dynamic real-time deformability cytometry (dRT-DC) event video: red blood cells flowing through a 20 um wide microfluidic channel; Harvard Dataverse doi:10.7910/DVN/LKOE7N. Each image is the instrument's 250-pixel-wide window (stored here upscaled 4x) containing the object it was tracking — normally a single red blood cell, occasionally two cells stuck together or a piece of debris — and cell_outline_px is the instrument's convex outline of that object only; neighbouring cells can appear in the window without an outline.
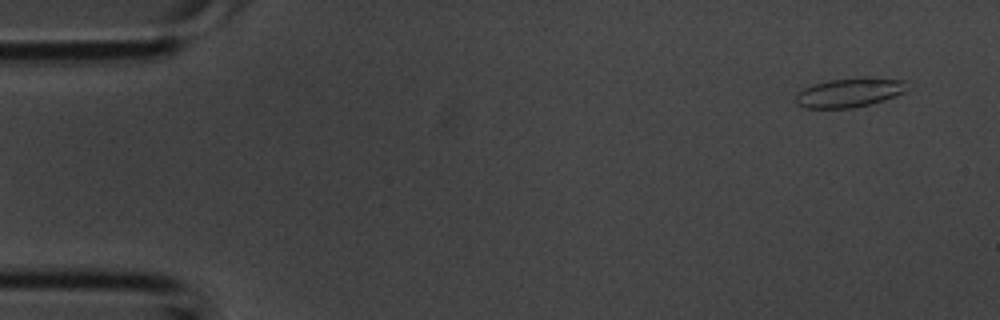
{"species": "common noctule bat (a hibernating species)", "species_latin": "Nyctalus noctula", "temperature_condition": "room temperature", "stored_images_in_passage": 4, "camera_frame_rate_fps": 3000, "um_per_image_px": 0.085, "animal": {"sex": "male", "body_mass_g": 20.1, "forearm_length_mm": 53.5}, "frame": {"image": 1, "passage_image": 1, "time_ms": 0.0, "image_size_px": [1000, 320], "cell_outline_px": [[908, 80], [904, 92], [884, 100], [852, 108], [808, 108], [796, 104], [796, 92], [812, 84], [828, 80], [864, 76], [876, 76]], "centroid_in_image_um": [72.23, 7.83], "position_along_channel_um": 12.8, "area_um2": 19.36}}